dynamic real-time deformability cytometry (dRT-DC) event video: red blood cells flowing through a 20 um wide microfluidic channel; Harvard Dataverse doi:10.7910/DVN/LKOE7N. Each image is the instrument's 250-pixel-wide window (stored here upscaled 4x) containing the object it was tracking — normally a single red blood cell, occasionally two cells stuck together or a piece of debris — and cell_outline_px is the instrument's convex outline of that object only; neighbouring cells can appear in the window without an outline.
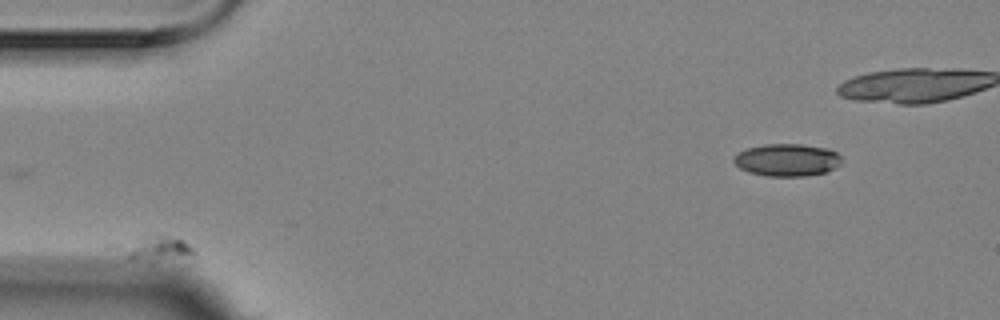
{"species": "Egyptian fruit bat (a non-hibernating species)", "species_latin": "Rousettus aegyptiacus", "temperature_condition": "room temperature", "stored_images_in_passage": 15, "camera_frame_rate_fps": 3000, "um_per_image_px": 0.085, "animal": {"sex": "female"}, "frame": {"image": 1, "passage_image": 1, "time_ms": 0.0, "image_size_px": [1000, 320], "cell_outline_px": [[196, 252], [156, 256], [128, 256], [104, 248], [104, 244], [152, 232], [156, 232], [184, 240]], "centroid_in_image_um": [12.75, 20.88], "position_along_channel_um": 72.2, "area_um2": 10.58}}